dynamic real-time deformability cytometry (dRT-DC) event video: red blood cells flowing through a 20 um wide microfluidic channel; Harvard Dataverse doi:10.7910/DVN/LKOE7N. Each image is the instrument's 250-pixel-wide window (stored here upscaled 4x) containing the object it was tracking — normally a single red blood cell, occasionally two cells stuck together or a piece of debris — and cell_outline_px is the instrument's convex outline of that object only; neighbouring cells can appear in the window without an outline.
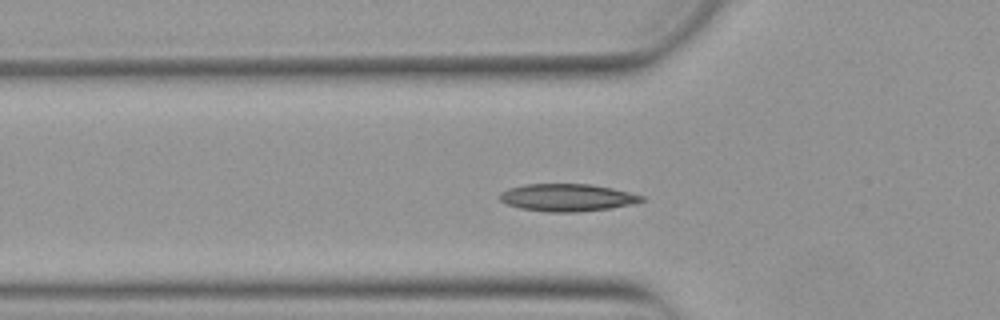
{"species": "Egyptian fruit bat (a non-hibernating species)", "species_latin": "Rousettus aegyptiacus", "temperature_condition": "warm", "stored_images_in_passage": 51, "camera_frame_rate_fps": 3000, "um_per_image_px": 0.085, "animal": {"sex": "female"}, "frame": {"image": 1, "passage_image": 15, "time_ms": 4.667, "image_size_px": [1000, 320], "cell_outline_px": [[648, 200], [636, 204], [612, 208], [580, 212], [544, 212], [520, 208], [508, 204], [500, 200], [500, 192], [508, 188], [524, 184], [592, 184], [612, 188], [644, 196]], "centroid_in_image_um": [48.27, 16.8], "position_along_channel_um": 77.5, "area_um2": 23.0}}
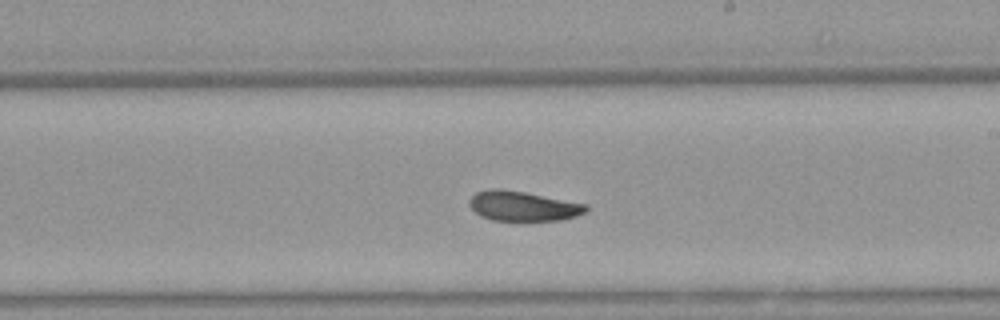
{"frame": {"image": 2, "passage_image": 28, "time_ms": 9.0, "image_size_px": [1000, 320], "cell_outline_px": [[588, 208], [584, 212], [576, 216], [560, 220], [492, 220], [480, 216], [468, 204], [468, 200], [476, 192], [492, 188], [500, 188], [524, 192], [588, 204]], "centroid_in_image_um": [44.43, 17.51], "position_along_channel_um": 244.6, "area_um2": 20.17}}
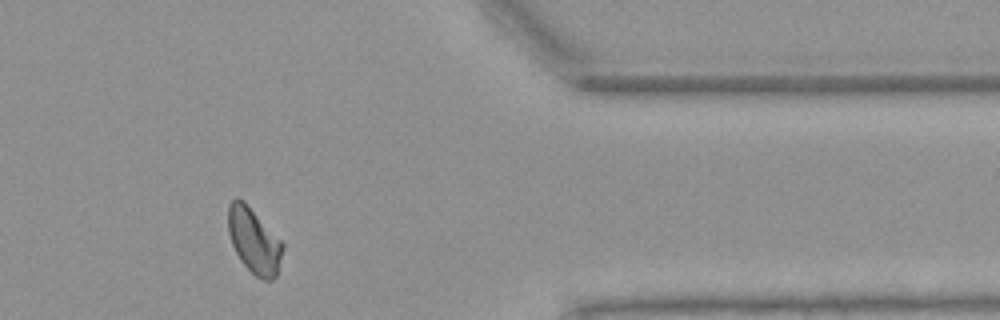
{"frame": {"image": 3, "passage_image": 41, "time_ms": 13.333, "image_size_px": [1000, 320], "cell_outline_px": [[284, 248], [276, 276], [272, 280], [264, 280], [256, 276], [240, 260], [232, 244], [228, 232], [228, 204], [236, 196], [244, 200], [284, 244]], "centroid_in_image_um": [21.58, 20.44], "position_along_channel_um": 389.8, "area_um2": 20.69}, "authors_computed_cell_mechanics": {"area_um2": 20.6924, "velocity_mm_per_s": 3.853, "shape_relaxation_time_tau1_ms": null, "shape_relaxation_time_tau2_ms": 4.2479, "deformation_change_tau1": null, "deformation_change_tau2": 0.0781}}